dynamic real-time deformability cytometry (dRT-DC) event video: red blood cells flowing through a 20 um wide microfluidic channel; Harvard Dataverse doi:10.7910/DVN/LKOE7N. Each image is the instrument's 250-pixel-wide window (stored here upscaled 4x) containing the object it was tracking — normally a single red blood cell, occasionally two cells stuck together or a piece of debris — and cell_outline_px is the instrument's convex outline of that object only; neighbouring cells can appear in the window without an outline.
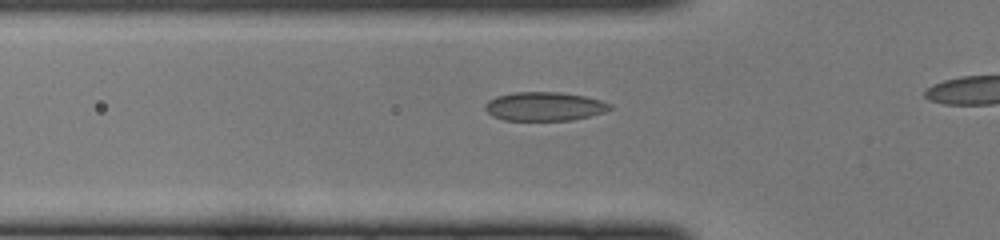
{"species": "common noctule bat (a hibernating species)", "species_latin": "Nyctalus noctula", "temperature_condition": "cold", "stored_images_in_passage": 13, "camera_frame_rate_fps": 3000, "um_per_image_px": 0.085, "animal": {"sex": "female", "body_mass_g": 22.0, "forearm_length_mm": 56.7}, "frame": {"image": 1, "passage_image": 8, "time_ms": 2.333, "image_size_px": [1000, 240], "cell_outline_px": [[612, 108], [604, 112], [572, 120], [504, 120], [492, 116], [484, 108], [484, 104], [488, 100], [496, 96], [512, 92], [560, 92], [584, 96], [600, 100], [612, 104]], "centroid_in_image_um": [46.24, 9.04], "position_along_channel_um": 79.6, "area_um2": 20.98}}
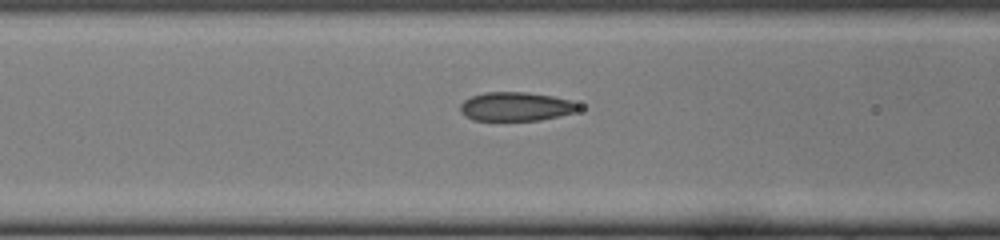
{"frame": {"image": 2, "passage_image": 11, "time_ms": 3.333, "image_size_px": [1000, 240], "cell_outline_px": [[584, 108], [572, 112], [540, 120], [472, 120], [464, 116], [460, 112], [460, 104], [464, 100], [472, 96], [484, 92], [528, 92], [552, 96], [568, 100], [580, 104]], "centroid_in_image_um": [43.82, 9.05], "position_along_channel_um": 122.8, "area_um2": 19.88}}